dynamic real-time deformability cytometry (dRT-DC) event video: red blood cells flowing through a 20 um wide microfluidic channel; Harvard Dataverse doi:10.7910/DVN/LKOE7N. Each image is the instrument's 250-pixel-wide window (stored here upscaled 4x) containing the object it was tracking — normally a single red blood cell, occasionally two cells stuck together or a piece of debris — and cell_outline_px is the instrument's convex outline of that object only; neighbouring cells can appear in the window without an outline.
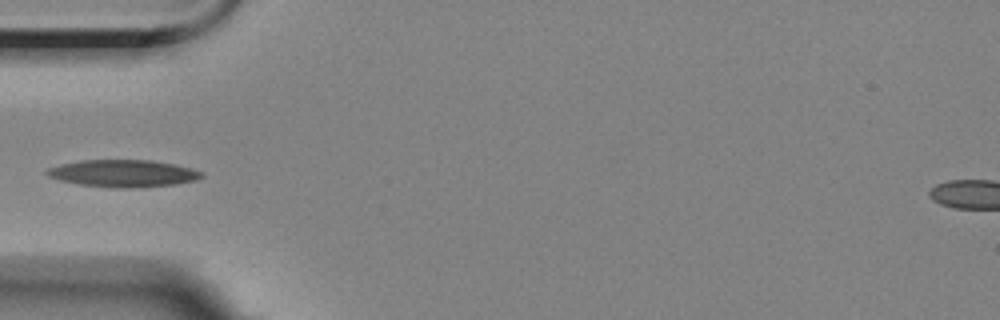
{"species": "Egyptian fruit bat (a non-hibernating species)", "species_latin": "Rousettus aegyptiacus", "temperature_condition": "room temperature", "stored_images_in_passage": 1, "camera_frame_rate_fps": 3000, "um_per_image_px": 0.085, "animal": {"sex": "female"}, "frame": {"image": 1, "passage_image": 1, "time_ms": 0.0, "image_size_px": [1000, 320], "cell_outline_px": [[204, 176], [196, 180], [176, 184], [132, 188], [116, 188], [80, 184], [60, 180], [48, 176], [44, 172], [48, 168], [60, 164], [80, 160], [152, 160], [192, 168], [200, 172]], "centroid_in_image_um": [10.45, 14.73], "position_along_channel_um": 74.6, "area_um2": 24.39}}